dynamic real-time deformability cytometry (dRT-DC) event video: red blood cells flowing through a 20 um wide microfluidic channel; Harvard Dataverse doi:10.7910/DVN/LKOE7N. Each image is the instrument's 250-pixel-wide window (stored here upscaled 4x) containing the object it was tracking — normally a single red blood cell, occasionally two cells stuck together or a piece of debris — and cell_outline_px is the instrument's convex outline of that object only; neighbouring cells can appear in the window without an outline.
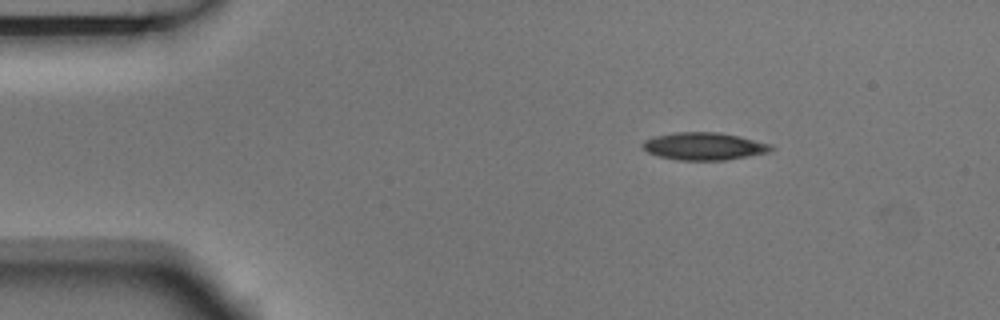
{"species": "Egyptian fruit bat (a non-hibernating species)", "species_latin": "Rousettus aegyptiacus", "temperature_condition": "room temperature", "stored_images_in_passage": 3, "camera_frame_rate_fps": 3000, "um_per_image_px": 0.085, "animal": {"sex": "male"}, "frame": {"image": 1, "passage_image": 1, "time_ms": 0.0, "image_size_px": [1000, 320], "cell_outline_px": [[776, 148], [768, 152], [748, 156], [724, 160], [676, 160], [660, 156], [648, 152], [640, 144], [644, 140], [652, 136], [672, 132], [720, 132], [740, 136], [772, 144]], "centroid_in_image_um": [59.84, 12.42], "position_along_channel_um": 25.2, "area_um2": 20.81}}